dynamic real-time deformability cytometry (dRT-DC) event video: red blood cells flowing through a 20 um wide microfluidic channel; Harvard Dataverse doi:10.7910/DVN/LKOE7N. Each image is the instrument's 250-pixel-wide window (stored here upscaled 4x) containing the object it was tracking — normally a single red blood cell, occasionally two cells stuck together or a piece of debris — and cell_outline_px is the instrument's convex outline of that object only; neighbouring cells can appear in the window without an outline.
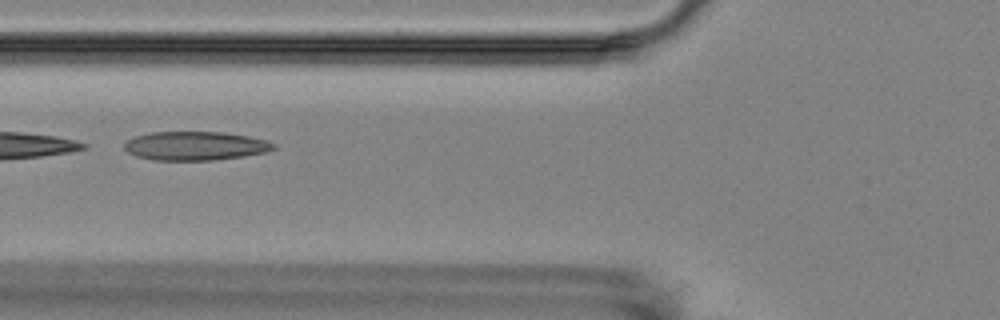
{"species": "Egyptian fruit bat (a non-hibernating species)", "species_latin": "Rousettus aegyptiacus", "temperature_condition": "room temperature", "stored_images_in_passage": 5, "camera_frame_rate_fps": 3000, "um_per_image_px": 0.085, "animal": {"sex": "female"}, "frame": {"image": 1, "passage_image": 4, "time_ms": 4.333, "image_size_px": [1000, 320], "cell_outline_px": [[276, 148], [264, 152], [244, 156], [212, 160], [152, 160], [136, 156], [128, 152], [124, 148], [124, 144], [128, 140], [136, 136], [148, 132], [224, 132], [248, 136], [264, 140], [276, 144]], "centroid_in_image_um": [16.58, 12.4], "position_along_channel_um": 109.2, "area_um2": 24.97}}